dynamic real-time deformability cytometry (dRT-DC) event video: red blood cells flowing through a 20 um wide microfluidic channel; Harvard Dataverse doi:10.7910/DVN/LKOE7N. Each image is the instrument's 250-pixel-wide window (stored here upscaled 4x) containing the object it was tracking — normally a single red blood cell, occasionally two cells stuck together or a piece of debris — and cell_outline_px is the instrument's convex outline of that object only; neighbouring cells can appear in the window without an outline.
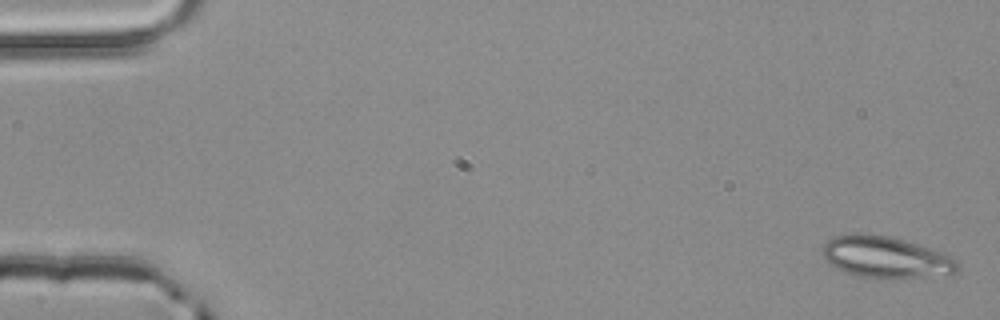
{"species": "common noctule bat (a hibernating species)", "species_latin": "Nyctalus noctula", "temperature_condition": "room temperature", "stored_images_in_passage": 4, "camera_frame_rate_fps": 3000, "um_per_image_px": 0.085, "animal": {"sex": "male", "body_mass_g": 20.4}, "frame": {"image": 1, "passage_image": 4, "time_ms": 1.0, "image_size_px": [1000, 320], "cell_outline_px": [[956, 272], [948, 276], [888, 280], [872, 280], [856, 276], [836, 268], [828, 264], [824, 260], [824, 244], [828, 240], [836, 236], [856, 232], [860, 232], [888, 236], [904, 240], [944, 252], [952, 256], [956, 264]], "centroid_in_image_um": [75.3, 21.91], "position_along_channel_um": 9.7, "area_um2": 33.7}}